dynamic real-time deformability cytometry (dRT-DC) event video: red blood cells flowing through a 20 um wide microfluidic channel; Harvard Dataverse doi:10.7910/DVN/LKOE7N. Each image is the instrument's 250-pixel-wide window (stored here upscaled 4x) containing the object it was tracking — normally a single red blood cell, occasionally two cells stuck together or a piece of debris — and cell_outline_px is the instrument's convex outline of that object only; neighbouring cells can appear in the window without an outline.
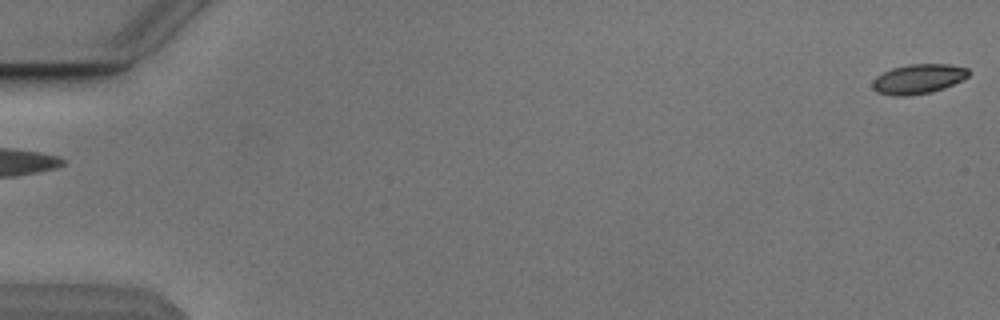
{"species": "Egyptian fruit bat (a non-hibernating species)", "species_latin": "Rousettus aegyptiacus", "temperature_condition": "cold", "stored_images_in_passage": 5, "segment_of_instrument_passage": [2, 2], "camera_frame_rate_fps": 3000, "um_per_image_px": 0.085, "animal": {"sex": "male"}, "frame": {"image": 1, "passage_image": 5, "time_ms": 5.0, "image_size_px": [1000, 320], "cell_outline_px": [[972, 72], [968, 76], [944, 88], [932, 92], [908, 96], [892, 96], [876, 92], [872, 88], [872, 80], [876, 76], [892, 68], [908, 64], [952, 64], [968, 68]], "centroid_in_image_um": [78.04, 6.71], "position_along_channel_um": 7.0, "area_um2": 16.82}}